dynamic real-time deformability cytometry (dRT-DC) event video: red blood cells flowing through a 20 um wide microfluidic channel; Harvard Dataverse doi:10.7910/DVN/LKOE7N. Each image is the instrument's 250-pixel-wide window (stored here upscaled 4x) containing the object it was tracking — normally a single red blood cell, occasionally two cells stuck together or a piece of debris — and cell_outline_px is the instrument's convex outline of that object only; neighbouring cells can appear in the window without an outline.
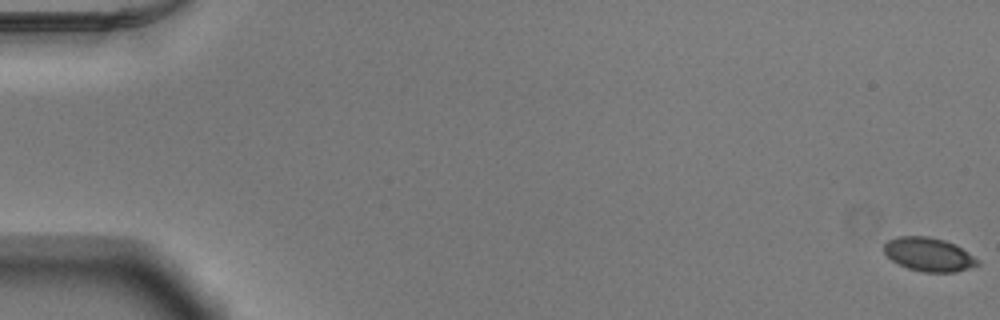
{"species": "Egyptian fruit bat (a non-hibernating species)", "species_latin": "Rousettus aegyptiacus", "temperature_condition": "warm", "stored_images_in_passage": 55, "camera_frame_rate_fps": 3000, "um_per_image_px": 0.085, "animal": {"sex": "male"}, "frame": {"image": 1, "passage_image": 1, "time_ms": 0.0, "image_size_px": [1000, 320], "cell_outline_px": [[980, 264], [956, 272], [924, 272], [908, 268], [892, 260], [884, 252], [884, 244], [888, 240], [896, 236], [928, 236], [944, 240], [956, 244], [980, 260]], "centroid_in_image_um": [78.96, 21.62], "position_along_channel_um": 6.0, "area_um2": 18.38}}
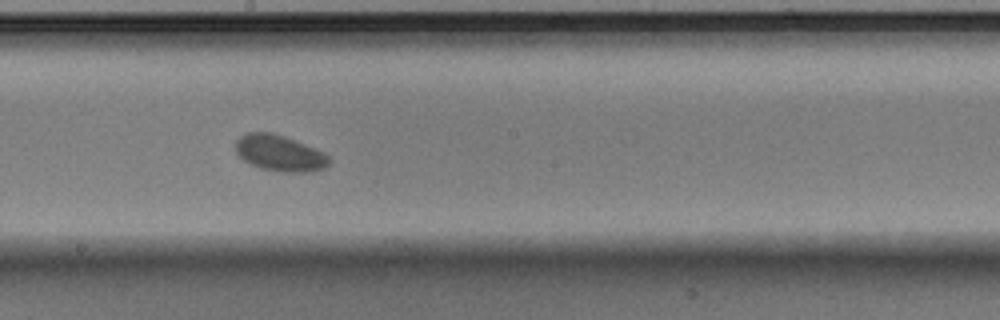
{"frame": {"image": 2, "passage_image": 31, "time_ms": 10.0, "image_size_px": [1000, 320], "cell_outline_px": [[328, 164], [324, 168], [308, 172], [284, 172], [260, 168], [244, 160], [236, 152], [236, 140], [240, 136], [248, 132], [272, 132], [284, 136], [324, 152], [328, 156]], "centroid_in_image_um": [23.75, 13.01], "position_along_channel_um": 224.5, "area_um2": 19.42}}
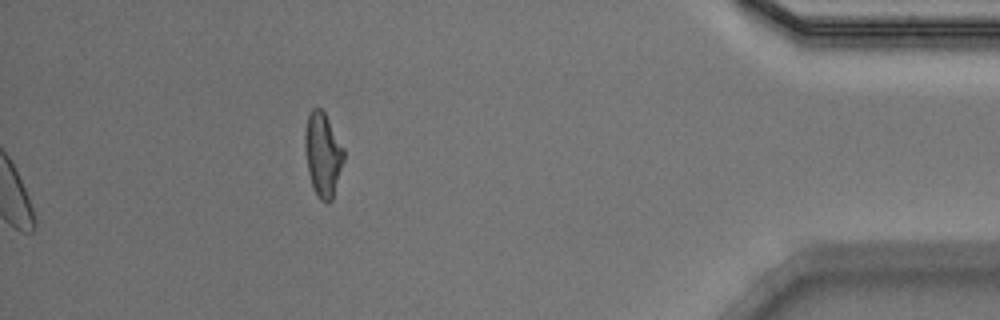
{"frame": {"image": 3, "passage_image": 55, "time_ms": 18.0, "image_size_px": [1000, 320], "cell_outline_px": [[344, 160], [332, 200], [328, 204], [324, 204], [320, 200], [312, 184], [308, 172], [304, 148], [304, 132], [308, 116], [312, 108], [320, 108], [324, 112], [344, 148]], "centroid_in_image_um": [27.44, 13.15], "position_along_channel_um": 407.8, "area_um2": 19.02}}